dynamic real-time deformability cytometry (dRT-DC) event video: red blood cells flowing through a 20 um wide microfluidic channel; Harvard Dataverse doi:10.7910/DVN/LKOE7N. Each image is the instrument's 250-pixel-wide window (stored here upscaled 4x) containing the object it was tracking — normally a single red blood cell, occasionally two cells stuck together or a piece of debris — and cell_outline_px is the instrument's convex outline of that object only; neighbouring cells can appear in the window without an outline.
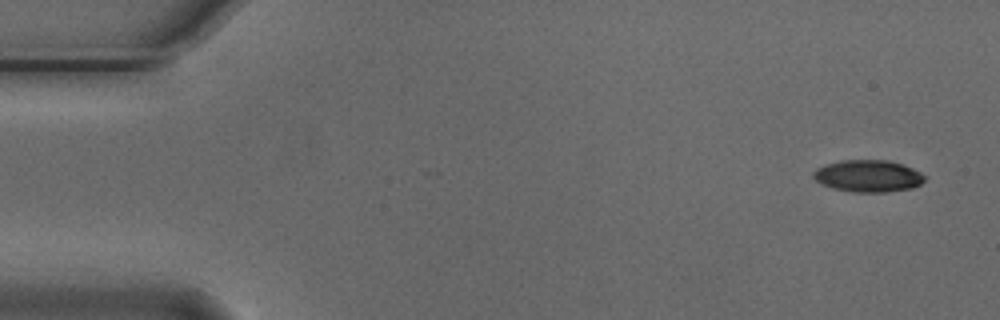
{"species": "Egyptian fruit bat (a non-hibernating species)", "species_latin": "Rousettus aegyptiacus", "temperature_condition": "cold", "stored_images_in_passage": 3, "camera_frame_rate_fps": 3000, "um_per_image_px": 0.085, "animal": {"sex": "male"}, "frame": {"image": 1, "passage_image": 1, "time_ms": 0.0, "image_size_px": [1000, 320], "cell_outline_px": [[924, 180], [920, 184], [912, 188], [884, 192], [852, 192], [832, 188], [816, 180], [812, 176], [812, 172], [816, 168], [824, 164], [840, 160], [888, 160], [904, 164], [920, 172], [924, 176]], "centroid_in_image_um": [73.76, 14.95], "position_along_channel_um": 11.2, "area_um2": 20.81}}